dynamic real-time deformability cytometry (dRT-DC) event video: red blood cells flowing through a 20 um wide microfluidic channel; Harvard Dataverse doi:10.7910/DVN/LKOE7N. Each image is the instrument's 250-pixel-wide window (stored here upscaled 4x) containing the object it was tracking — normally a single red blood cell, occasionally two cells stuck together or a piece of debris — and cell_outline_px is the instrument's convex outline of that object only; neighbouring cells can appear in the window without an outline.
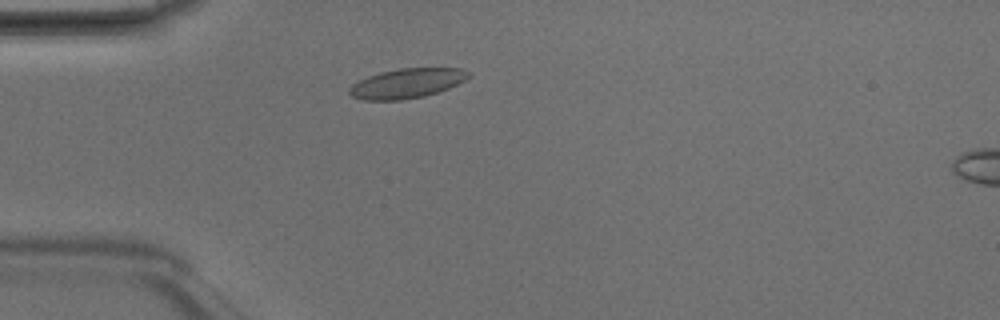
{"species": "Egyptian fruit bat (a non-hibernating species)", "species_latin": "Rousettus aegyptiacus", "temperature_condition": "room temperature", "stored_images_in_passage": 1, "camera_frame_rate_fps": 3000, "um_per_image_px": 0.085, "animal": {"sex": "male"}, "frame": {"image": 1, "passage_image": 1, "time_ms": 0.0, "image_size_px": [1000, 320], "cell_outline_px": [[468, 76], [464, 80], [448, 88], [424, 96], [400, 100], [364, 100], [352, 96], [348, 92], [348, 88], [352, 84], [368, 76], [380, 72], [400, 68], [460, 68], [468, 72]], "centroid_in_image_um": [34.53, 7.08], "position_along_channel_um": 50.5, "area_um2": 20.35}}